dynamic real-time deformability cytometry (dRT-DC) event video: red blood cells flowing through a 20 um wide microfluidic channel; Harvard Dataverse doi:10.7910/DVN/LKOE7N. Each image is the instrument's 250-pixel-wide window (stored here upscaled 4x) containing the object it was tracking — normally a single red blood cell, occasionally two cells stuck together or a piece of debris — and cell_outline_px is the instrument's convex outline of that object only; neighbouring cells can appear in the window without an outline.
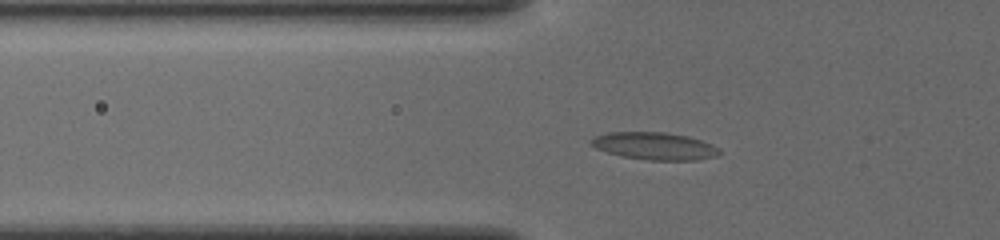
{"species": "common noctule bat (a hibernating species)", "species_latin": "Nyctalus noctula", "temperature_condition": "cold", "stored_images_in_passage": 36, "camera_frame_rate_fps": 3000, "um_per_image_px": 0.085, "animal": {"sex": "female", "body_mass_g": 19.5, "forearm_length_mm": 54.1}, "frame": {"image": 1, "passage_image": 2, "time_ms": 0.333, "image_size_px": [1000, 240], "cell_outline_px": [[720, 152], [716, 156], [696, 160], [648, 160], [620, 156], [596, 148], [588, 144], [588, 140], [596, 136], [608, 132], [664, 132], [688, 136], [712, 144], [720, 148]], "centroid_in_image_um": [55.61, 12.41], "position_along_channel_um": 70.2, "area_um2": 20.58}}
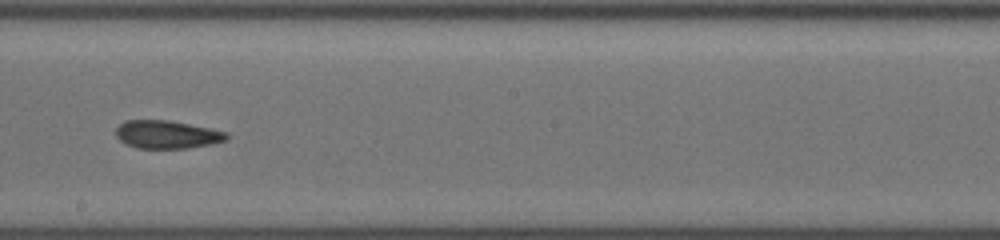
{"frame": {"image": 2, "passage_image": 15, "time_ms": 4.667, "image_size_px": [1000, 240], "cell_outline_px": [[228, 140], [212, 144], [188, 148], [136, 148], [120, 140], [116, 136], [116, 128], [124, 120], [172, 120], [228, 132]], "centroid_in_image_um": [14.22, 11.42], "position_along_channel_um": 234.0, "area_um2": 18.21}}
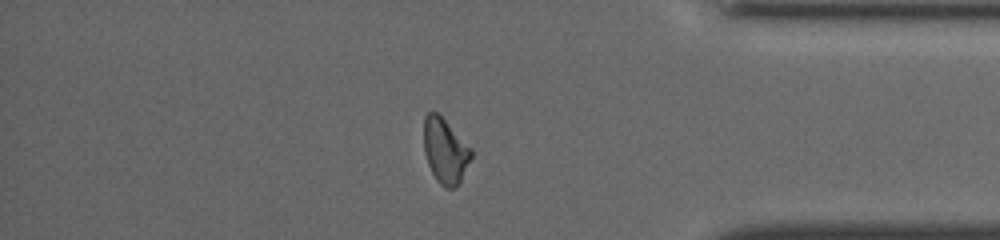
{"frame": {"image": 3, "passage_image": 29, "time_ms": 9.333, "image_size_px": [1000, 240], "cell_outline_px": [[472, 156], [460, 184], [452, 188], [444, 188], [436, 180], [428, 164], [424, 152], [424, 116], [428, 112], [436, 112], [472, 148]], "centroid_in_image_um": [37.84, 12.85], "position_along_channel_um": 397.4, "area_um2": 17.92}, "authors_computed_cell_mechanics": {"area_um2": 18.0914, "velocity_mm_per_s": 3.8728, "shape_relaxation_time_tau1_ms": 7.5811, "shape_relaxation_time_tau2_ms": 2.7936, "deformation_change_tau1": 0.1727, "deformation_change_tau2": 0.0975}}